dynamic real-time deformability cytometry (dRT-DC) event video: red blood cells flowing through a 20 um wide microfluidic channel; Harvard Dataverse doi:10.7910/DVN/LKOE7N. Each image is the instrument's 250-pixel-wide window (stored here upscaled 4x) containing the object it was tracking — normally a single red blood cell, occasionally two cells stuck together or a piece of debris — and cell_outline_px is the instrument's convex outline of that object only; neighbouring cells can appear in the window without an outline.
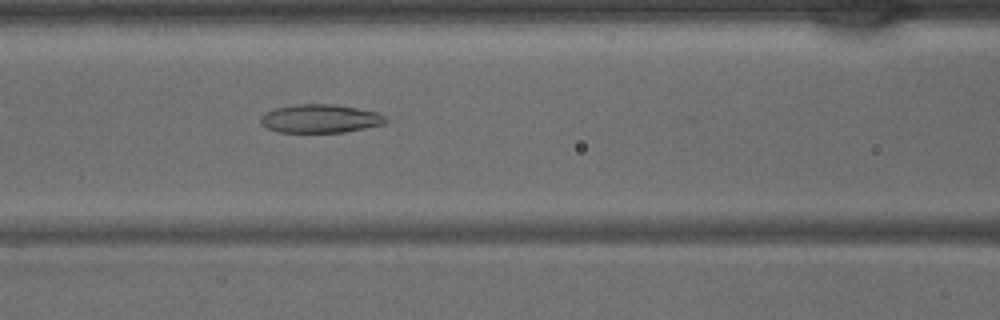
{"species": "common noctule bat (a hibernating species)", "species_latin": "Nyctalus noctula", "temperature_condition": "warm", "stored_images_in_passage": 31, "camera_frame_rate_fps": 3000, "um_per_image_px": 0.085, "animal": {"sex": "male", "body_mass_g": 15.6}, "frame": {"image": 1, "passage_image": 7, "time_ms": 2.0, "image_size_px": [1000, 320], "cell_outline_px": [[388, 120], [384, 124], [344, 132], [280, 132], [268, 128], [260, 124], [260, 116], [264, 112], [276, 108], [296, 104], [332, 104], [356, 108], [376, 112], [388, 116]], "centroid_in_image_um": [27.21, 10.08], "position_along_channel_um": 139.4, "area_um2": 20.75}}
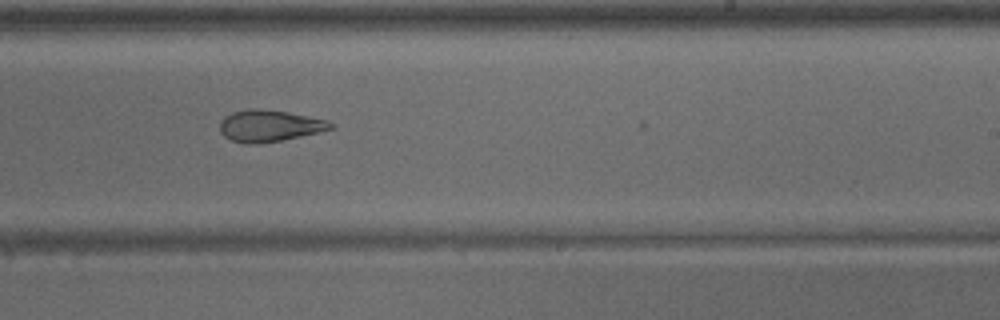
{"frame": {"image": 2, "passage_image": 15, "time_ms": 4.667, "image_size_px": [1000, 320], "cell_outline_px": [[336, 124], [332, 128], [300, 136], [280, 140], [256, 144], [248, 144], [232, 140], [224, 136], [220, 132], [220, 124], [224, 116], [232, 112], [248, 108], [256, 108], [288, 112], [328, 120]], "centroid_in_image_um": [22.88, 10.68], "position_along_channel_um": 266.1, "area_um2": 20.29}}
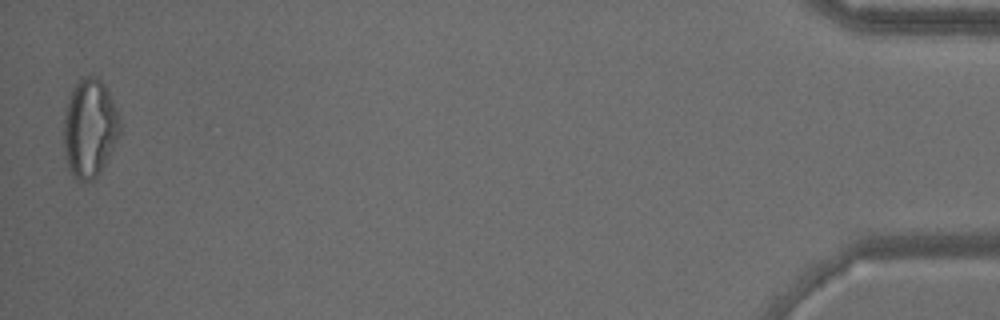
{"frame": {"image": 3, "passage_image": 31, "time_ms": 10.0, "image_size_px": [1000, 320], "cell_outline_px": [[120, 132], [100, 172], [92, 180], [84, 184], [80, 184], [72, 176], [64, 156], [64, 120], [68, 96], [72, 88], [84, 76], [92, 72], [104, 84], [120, 116]], "centroid_in_image_um": [7.6, 10.9], "position_along_channel_um": 427.6, "area_um2": 32.48}}